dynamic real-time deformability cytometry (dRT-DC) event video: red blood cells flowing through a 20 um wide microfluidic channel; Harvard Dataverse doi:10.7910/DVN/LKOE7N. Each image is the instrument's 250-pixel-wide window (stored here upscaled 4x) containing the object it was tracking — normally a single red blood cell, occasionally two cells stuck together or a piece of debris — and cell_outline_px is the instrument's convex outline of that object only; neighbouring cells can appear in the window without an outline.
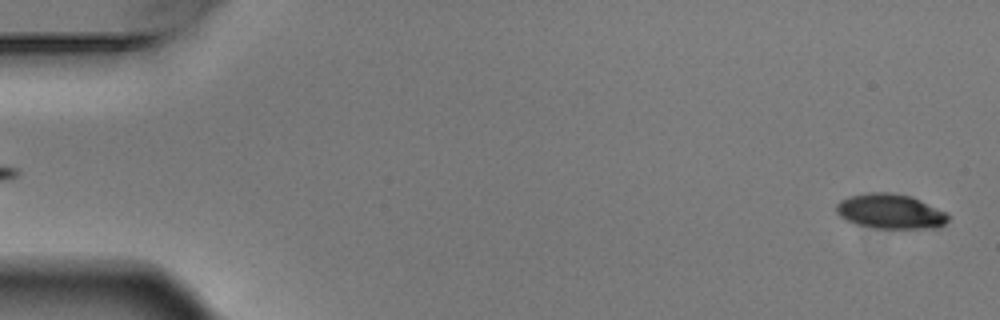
{"species": "Egyptian fruit bat (a non-hibernating species)", "species_latin": "Rousettus aegyptiacus", "temperature_condition": "warm", "stored_images_in_passage": 5, "segment_of_instrument_passage": [2, 2], "camera_frame_rate_fps": 3000, "um_per_image_px": 0.085, "animal": {"sex": "male"}, "frame": {"image": 1, "passage_image": 5, "time_ms": 1.333, "image_size_px": [1000, 320], "cell_outline_px": [[948, 220], [940, 228], [880, 228], [856, 224], [840, 216], [836, 212], [836, 204], [840, 200], [848, 196], [868, 192], [888, 192], [912, 196], [944, 212], [948, 216]], "centroid_in_image_um": [75.65, 17.96], "position_along_channel_um": 9.3, "area_um2": 22.54}}